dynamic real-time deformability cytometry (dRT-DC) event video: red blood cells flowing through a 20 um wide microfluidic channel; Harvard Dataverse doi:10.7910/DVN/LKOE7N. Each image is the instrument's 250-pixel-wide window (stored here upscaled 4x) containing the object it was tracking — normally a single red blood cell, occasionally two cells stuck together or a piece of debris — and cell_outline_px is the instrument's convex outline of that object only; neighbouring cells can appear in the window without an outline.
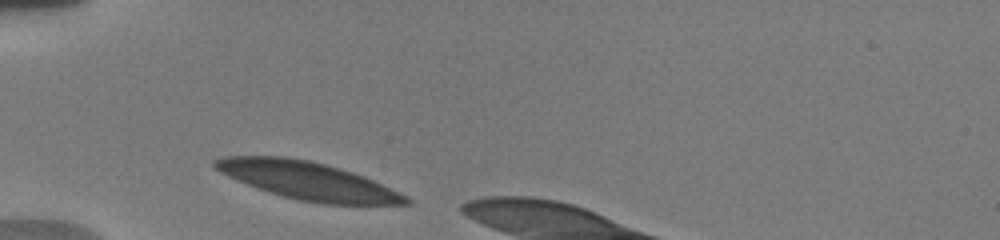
{"species": "human", "species_latin": "Homo sapiens", "temperature_condition": "warm", "stored_images_in_passage": 23, "camera_frame_rate_fps": 3000, "um_per_image_px": 0.085, "donor": {"sex": "male"}, "frame": {"image": 1, "passage_image": 1, "time_ms": 0.0, "image_size_px": [1000, 240], "cell_outline_px": [[412, 204], [324, 204], [300, 200], [284, 196], [256, 188], [228, 176], [220, 172], [212, 164], [212, 160], [224, 156], [284, 156], [308, 160], [340, 168], [364, 176], [408, 196], [412, 200]], "centroid_in_image_um": [26.16, 15.35], "position_along_channel_um": 58.8, "area_um2": 41.73}}
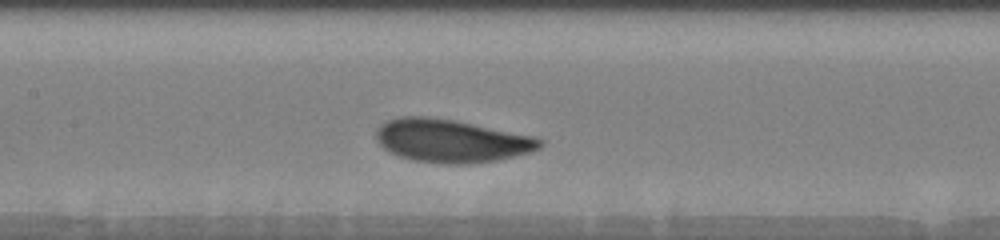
{"frame": {"image": 2, "passage_image": 13, "time_ms": 3.333, "image_size_px": [1000, 240], "cell_outline_px": [[544, 144], [540, 148], [532, 152], [516, 156], [496, 160], [472, 164], [444, 164], [412, 160], [396, 156], [388, 152], [376, 140], [376, 128], [384, 120], [400, 116], [428, 116], [452, 120], [536, 136], [544, 140]], "centroid_in_image_um": [38.35, 11.97], "position_along_channel_um": 169.1, "area_um2": 41.67}}
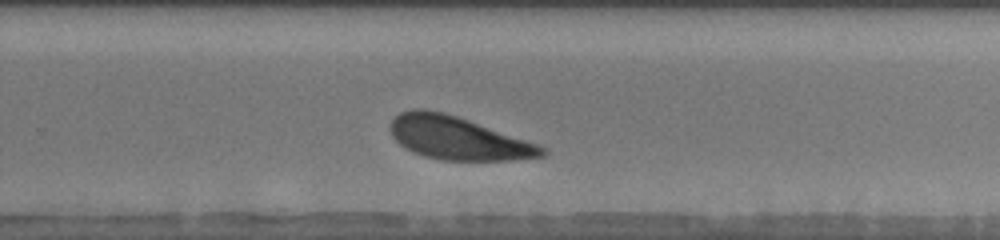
{"frame": {"image": 3, "passage_image": 19, "time_ms": 6.667, "image_size_px": [1000, 240], "cell_outline_px": [[548, 152], [544, 156], [512, 160], [440, 160], [424, 156], [412, 152], [404, 148], [392, 136], [388, 128], [388, 124], [400, 112], [412, 108], [424, 108], [444, 112], [540, 144], [548, 148]], "centroid_in_image_um": [38.91, 11.74], "position_along_channel_um": 290.9, "area_um2": 38.38}}